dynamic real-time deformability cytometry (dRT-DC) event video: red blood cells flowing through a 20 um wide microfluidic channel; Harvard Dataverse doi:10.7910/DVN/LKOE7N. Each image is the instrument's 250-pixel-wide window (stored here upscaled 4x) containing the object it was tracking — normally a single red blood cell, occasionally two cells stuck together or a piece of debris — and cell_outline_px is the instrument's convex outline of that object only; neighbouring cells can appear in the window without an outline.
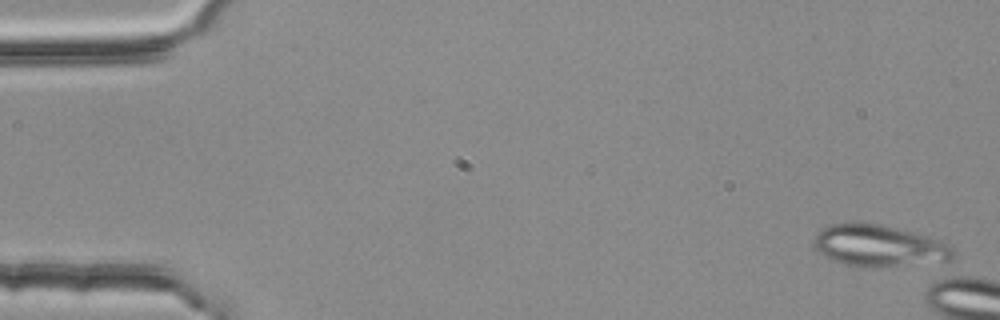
{"species": "common noctule bat (a hibernating species)", "species_latin": "Nyctalus noctula", "temperature_condition": "room temperature", "stored_images_in_passage": 6, "camera_frame_rate_fps": 3000, "um_per_image_px": 0.085, "animal": {"sex": "female", "body_mass_g": 25.1}, "frame": {"image": 1, "passage_image": 1, "time_ms": 0.0, "image_size_px": [1000, 320], "cell_outline_px": [[952, 256], [948, 260], [876, 268], [872, 268], [844, 264], [820, 252], [816, 248], [816, 232], [820, 228], [832, 224], [884, 224], [928, 236], [940, 240], [948, 244], [952, 248]], "centroid_in_image_um": [74.73, 20.89], "position_along_channel_um": 10.3, "area_um2": 33.06}}